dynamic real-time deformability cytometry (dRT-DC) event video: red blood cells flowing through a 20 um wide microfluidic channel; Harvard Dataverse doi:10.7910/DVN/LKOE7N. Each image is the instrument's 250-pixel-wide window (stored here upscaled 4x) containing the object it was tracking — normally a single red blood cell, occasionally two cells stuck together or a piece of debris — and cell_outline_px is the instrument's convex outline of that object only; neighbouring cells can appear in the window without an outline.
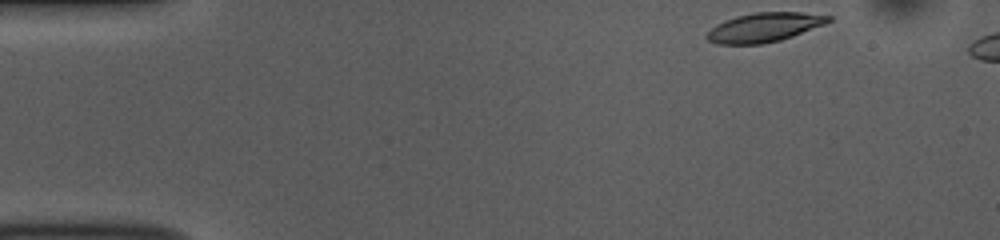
{"species": "common noctule bat (a hibernating species)", "species_latin": "Nyctalus noctula", "temperature_condition": "room temperature", "stored_images_in_passage": 6, "camera_frame_rate_fps": 3000, "um_per_image_px": 0.085, "animal": {"sex": "female", "body_mass_g": 10.0, "forearm_length_mm": 53.1}, "frame": {"image": 1, "passage_image": 1, "time_ms": 0.0, "image_size_px": [1000, 240], "cell_outline_px": [[832, 20], [824, 24], [792, 36], [780, 40], [764, 44], [716, 44], [708, 40], [704, 36], [716, 24], [724, 20], [736, 16], [752, 12], [800, 12], [832, 16]], "centroid_in_image_um": [64.93, 2.32], "position_along_channel_um": 20.1, "area_um2": 20.69}}